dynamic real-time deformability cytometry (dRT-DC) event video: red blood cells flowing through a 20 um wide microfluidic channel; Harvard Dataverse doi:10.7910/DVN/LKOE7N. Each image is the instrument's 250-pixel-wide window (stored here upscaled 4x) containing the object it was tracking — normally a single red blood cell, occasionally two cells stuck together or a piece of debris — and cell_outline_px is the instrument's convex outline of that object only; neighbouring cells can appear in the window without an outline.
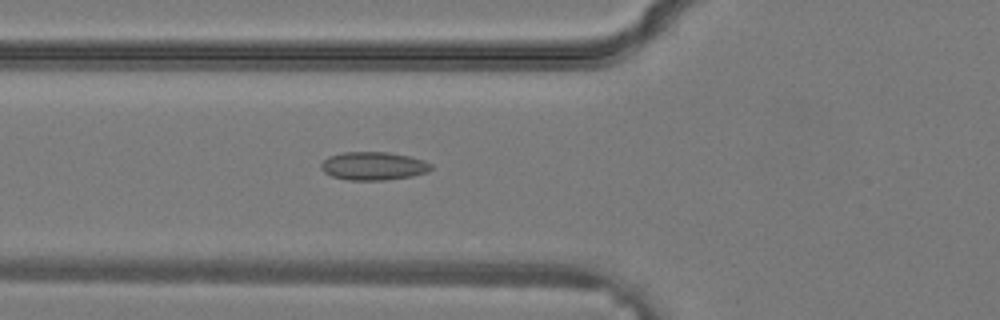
{"species": "common noctule bat (a hibernating species)", "species_latin": "Nyctalus noctula", "temperature_condition": "warm", "stored_images_in_passage": 36, "camera_frame_rate_fps": 3000, "um_per_image_px": 0.085, "animal": {"sex": "male", "body_mass_g": 19.2, "forearm_length_mm": 51.8}, "frame": {"image": 1, "passage_image": 14, "time_ms": 4.333, "image_size_px": [1000, 320], "cell_outline_px": [[432, 168], [428, 172], [412, 176], [384, 180], [348, 180], [332, 176], [324, 172], [320, 168], [320, 164], [328, 156], [344, 152], [388, 152], [408, 156], [424, 160], [432, 164]], "centroid_in_image_um": [31.74, 14.11], "position_along_channel_um": 94.1, "area_um2": 18.15}}
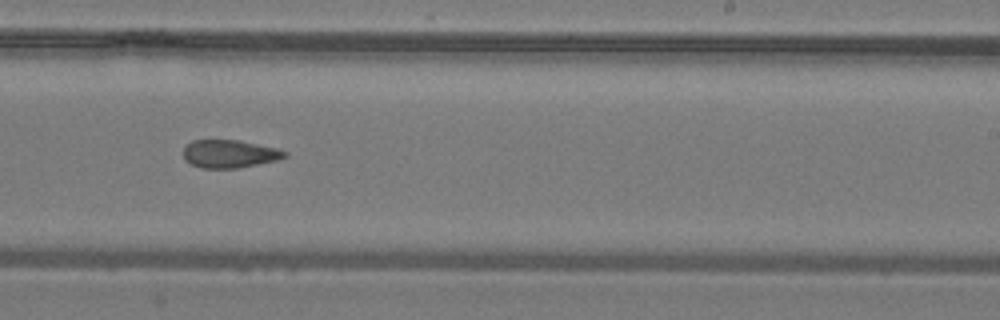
{"frame": {"image": 2, "passage_image": 23, "time_ms": 7.333, "image_size_px": [1000, 320], "cell_outline_px": [[288, 156], [276, 160], [236, 168], [200, 168], [184, 160], [184, 148], [192, 140], [240, 140], [280, 148], [288, 152]], "centroid_in_image_um": [19.54, 13.06], "position_along_channel_um": 269.5, "area_um2": 16.59}}
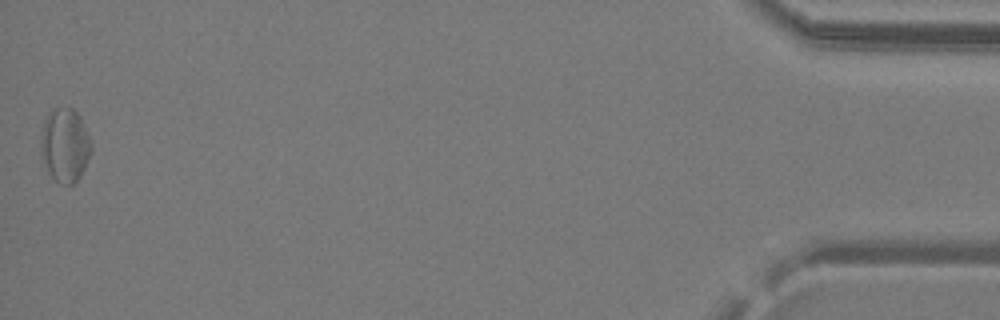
{"frame": {"image": 3, "passage_image": 36, "time_ms": 11.667, "image_size_px": [1000, 320], "cell_outline_px": [[92, 152], [80, 176], [72, 184], [60, 184], [48, 172], [40, 156], [40, 140], [44, 120], [48, 112], [52, 108], [72, 108], [80, 116], [92, 140]], "centroid_in_image_um": [5.52, 12.32], "position_along_channel_um": 429.7, "area_um2": 22.02}}